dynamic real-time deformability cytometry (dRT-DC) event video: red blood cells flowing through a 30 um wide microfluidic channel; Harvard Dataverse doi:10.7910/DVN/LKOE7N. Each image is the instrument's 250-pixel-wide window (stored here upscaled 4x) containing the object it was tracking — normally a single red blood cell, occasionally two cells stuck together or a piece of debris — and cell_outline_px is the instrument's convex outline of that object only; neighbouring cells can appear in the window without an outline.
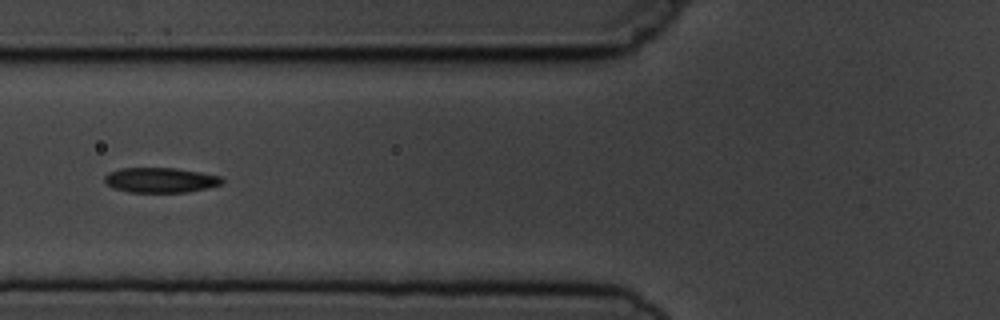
{"species": "common noctule bat (a hibernating species)", "species_latin": "Nyctalus noctula", "temperature_condition": "cold", "stored_images_in_passage": 6, "camera_frame_rate_fps": 3000, "um_per_image_px": 0.085, "animal": {"sex": "male", "body_mass_g": 19.5, "forearm_length_mm": 54.6}, "frame": {"image": 1, "passage_image": 6, "time_ms": 6.667, "image_size_px": [1000, 320], "cell_outline_px": [[224, 180], [220, 184], [208, 188], [188, 192], [128, 192], [112, 188], [104, 180], [104, 176], [108, 172], [120, 168], [176, 168], [200, 172], [220, 176]], "centroid_in_image_um": [13.62, 15.31], "position_along_channel_um": 112.2, "area_um2": 17.17}}